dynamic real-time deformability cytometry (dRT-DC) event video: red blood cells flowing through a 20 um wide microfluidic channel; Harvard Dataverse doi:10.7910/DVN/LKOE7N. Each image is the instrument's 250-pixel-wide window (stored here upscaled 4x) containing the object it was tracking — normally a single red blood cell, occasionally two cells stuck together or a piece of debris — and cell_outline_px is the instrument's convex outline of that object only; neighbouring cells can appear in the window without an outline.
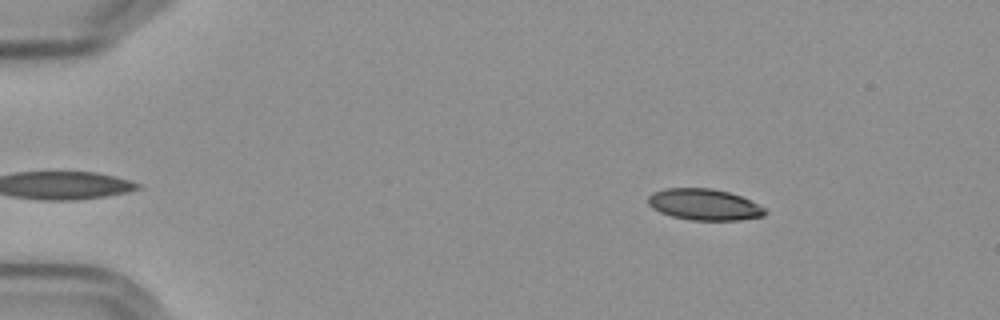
{"species": "Egyptian fruit bat (a non-hibernating species)", "species_latin": "Rousettus aegyptiacus", "temperature_condition": "cold", "stored_images_in_passage": 51, "camera_frame_rate_fps": 3000, "um_per_image_px": 0.085, "frame": {"image": 1, "passage_image": 3, "time_ms": 0.667, "image_size_px": [1000, 320], "cell_outline_px": [[768, 212], [764, 216], [740, 220], [692, 220], [672, 216], [660, 212], [652, 208], [648, 204], [648, 196], [652, 192], [664, 188], [712, 188], [728, 192], [740, 196], [764, 208]], "centroid_in_image_um": [59.83, 17.38], "position_along_channel_um": 25.2, "area_um2": 21.27}}
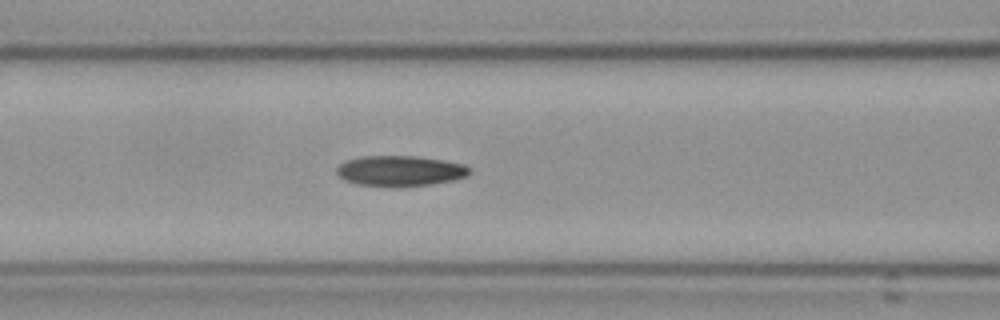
{"frame": {"image": 2, "passage_image": 19, "time_ms": 6.0, "image_size_px": [1000, 320], "cell_outline_px": [[472, 172], [468, 176], [456, 180], [428, 184], [360, 184], [348, 180], [340, 176], [336, 172], [336, 168], [344, 160], [364, 156], [416, 156], [444, 160], [464, 164], [472, 168]], "centroid_in_image_um": [34.09, 14.47], "position_along_channel_um": 132.5, "area_um2": 22.89}}
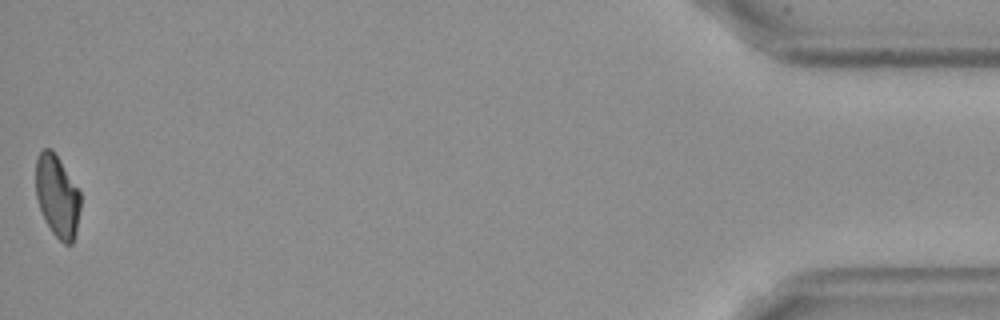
{"frame": {"image": 3, "passage_image": 51, "time_ms": 16.667, "image_size_px": [1000, 320], "cell_outline_px": [[80, 208], [76, 232], [72, 244], [64, 244], [52, 232], [40, 208], [36, 196], [36, 156], [44, 148], [52, 148], [60, 160], [80, 192]], "centroid_in_image_um": [4.87, 16.65], "position_along_channel_um": 430.3, "area_um2": 21.21}, "authors_computed_cell_mechanics": {"area_um2": 22.8888, "velocity_mm_per_s": 3.6103, "shape_relaxation_time_tau1_ms": 5.6669, "shape_relaxation_time_tau2_ms": 6.0004, "deformation_change_tau1": 0.151, "deformation_change_tau2": 0.1237}}